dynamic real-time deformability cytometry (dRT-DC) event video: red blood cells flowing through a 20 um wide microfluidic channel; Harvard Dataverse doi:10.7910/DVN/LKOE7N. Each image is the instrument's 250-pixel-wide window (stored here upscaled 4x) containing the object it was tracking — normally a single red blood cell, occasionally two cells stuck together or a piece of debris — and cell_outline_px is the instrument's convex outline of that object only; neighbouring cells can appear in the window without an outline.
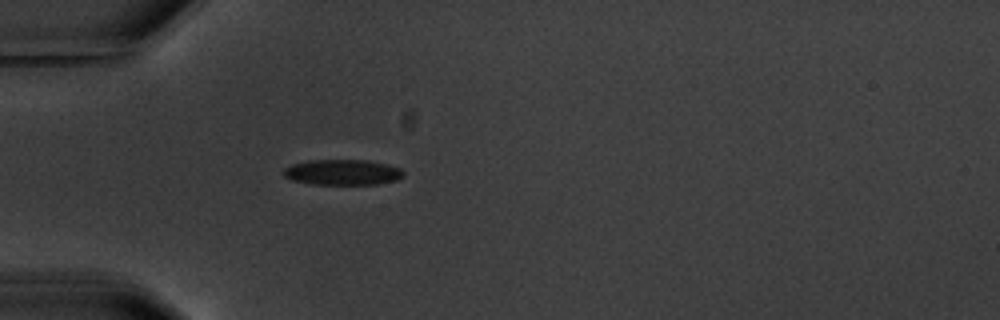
{"species": "common noctule bat (a hibernating species)", "species_latin": "Nyctalus noctula", "temperature_condition": "warm", "stored_images_in_passage": 1, "camera_frame_rate_fps": 3000, "um_per_image_px": 0.085, "animal": {"sex": "male", "body_mass_g": 20.1, "forearm_length_mm": 53.5}, "frame": {"image": 1, "passage_image": 1, "time_ms": 0.0, "image_size_px": [1000, 320], "cell_outline_px": [[404, 176], [396, 180], [376, 184], [308, 184], [292, 180], [284, 176], [280, 172], [284, 168], [292, 164], [308, 160], [368, 160], [388, 164], [400, 168], [404, 172]], "centroid_in_image_um": [29.08, 14.64], "position_along_channel_um": 55.9, "area_um2": 18.03}}